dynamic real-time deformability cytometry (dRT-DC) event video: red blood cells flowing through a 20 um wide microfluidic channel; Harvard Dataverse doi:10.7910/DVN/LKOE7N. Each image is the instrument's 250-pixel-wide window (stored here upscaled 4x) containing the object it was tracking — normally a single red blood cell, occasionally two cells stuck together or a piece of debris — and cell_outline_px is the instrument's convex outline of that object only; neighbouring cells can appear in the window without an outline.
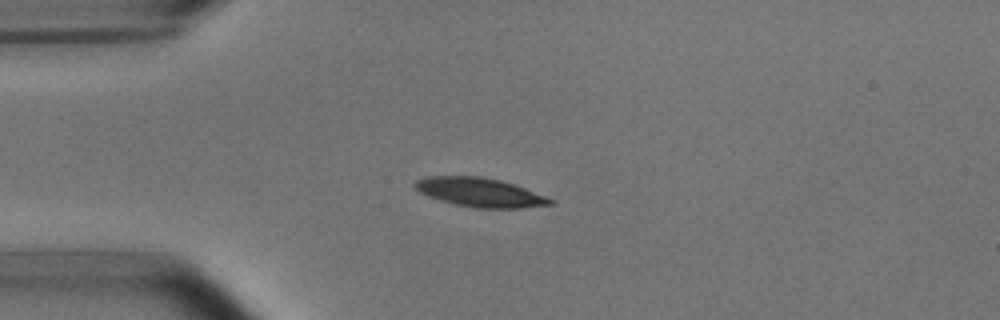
{"species": "common noctule bat (a hibernating species)", "species_latin": "Nyctalus noctula", "temperature_condition": "room temperature", "stored_images_in_passage": 6, "camera_frame_rate_fps": 3000, "um_per_image_px": 0.085, "animal": {"sex": "male", "body_mass_g": 15.6}, "frame": {"image": 1, "passage_image": 3, "time_ms": 2.333, "image_size_px": [1000, 320], "cell_outline_px": [[552, 204], [520, 208], [476, 208], [456, 204], [440, 200], [428, 196], [420, 192], [412, 184], [416, 180], [428, 176], [480, 176], [500, 180], [524, 188], [544, 196], [552, 200]], "centroid_in_image_um": [40.73, 16.34], "position_along_channel_um": 44.3, "area_um2": 22.48}}
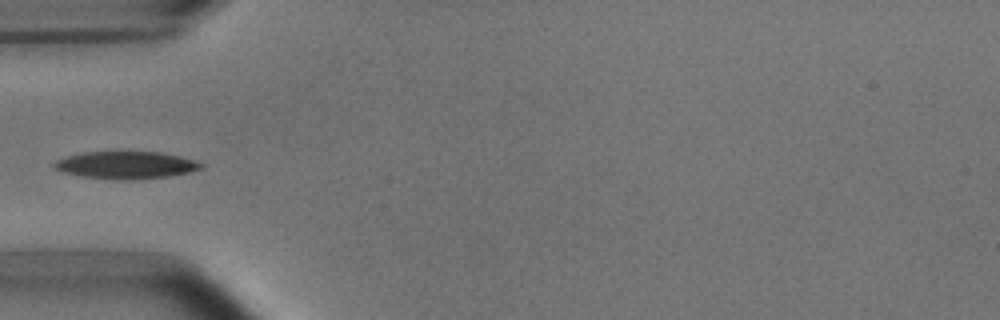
{"frame": {"image": 2, "passage_image": 4, "time_ms": 3.667, "image_size_px": [1000, 320], "cell_outline_px": [[204, 168], [188, 172], [168, 176], [132, 180], [112, 180], [76, 176], [64, 172], [56, 168], [52, 164], [56, 160], [68, 156], [84, 152], [160, 152], [180, 156], [204, 164]], "centroid_in_image_um": [10.69, 14.04], "position_along_channel_um": 74.3, "area_um2": 23.47}}
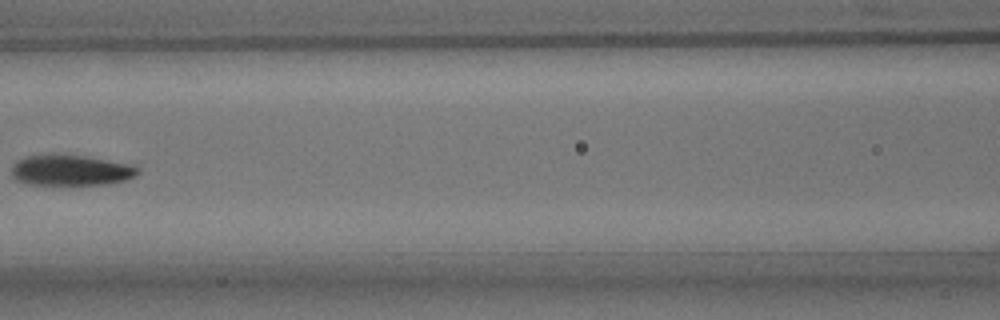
{"frame": {"image": 3, "passage_image": 6, "time_ms": 6.0, "image_size_px": [1000, 320], "cell_outline_px": [[140, 172], [136, 176], [124, 180], [108, 184], [72, 188], [28, 184], [16, 180], [12, 176], [12, 164], [16, 160], [24, 156], [84, 156], [136, 164], [140, 168]], "centroid_in_image_um": [6.07, 14.54], "position_along_channel_um": 160.5, "area_um2": 23.58}}